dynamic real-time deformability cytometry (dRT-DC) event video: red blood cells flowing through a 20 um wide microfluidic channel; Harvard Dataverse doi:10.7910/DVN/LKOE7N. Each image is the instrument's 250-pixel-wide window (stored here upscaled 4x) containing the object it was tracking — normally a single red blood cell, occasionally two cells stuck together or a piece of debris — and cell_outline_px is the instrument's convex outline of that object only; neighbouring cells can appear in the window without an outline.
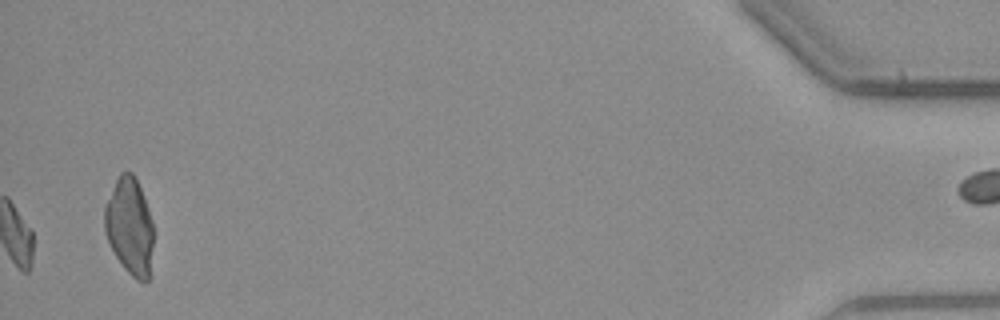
{"species": "common noctule bat (a hibernating species)", "species_latin": "Nyctalus noctula", "temperature_condition": "warm", "stored_images_in_passage": 39, "camera_frame_rate_fps": 3000, "um_per_image_px": 0.085, "animal": {"sex": "male", "body_mass_g": 23.1, "forearm_length_mm": 52.7}, "frame": {"image": 1, "passage_image": 39, "time_ms": 12.667, "image_size_px": [1000, 320], "cell_outline_px": [[152, 248], [148, 280], [144, 284], [136, 280], [124, 268], [116, 256], [108, 240], [104, 228], [104, 208], [112, 188], [120, 172], [132, 172], [140, 188], [148, 208], [152, 220]], "centroid_in_image_um": [11.01, 19.25], "position_along_channel_um": 424.2, "area_um2": 27.28}}